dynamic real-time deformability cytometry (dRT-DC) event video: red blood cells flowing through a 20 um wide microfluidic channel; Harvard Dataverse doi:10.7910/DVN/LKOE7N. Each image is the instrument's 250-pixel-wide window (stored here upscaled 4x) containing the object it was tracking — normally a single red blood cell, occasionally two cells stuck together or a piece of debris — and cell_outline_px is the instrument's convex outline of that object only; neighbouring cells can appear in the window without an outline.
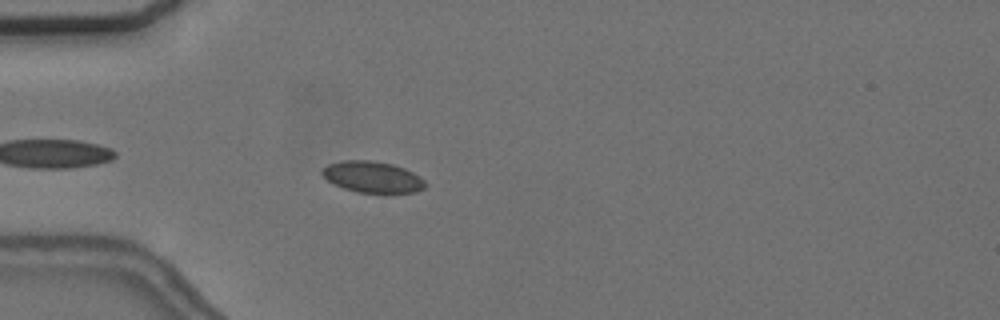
{"species": "common noctule bat (a hibernating species)", "species_latin": "Nyctalus noctula", "temperature_condition": "cold", "stored_images_in_passage": 22, "camera_frame_rate_fps": 3000, "um_per_image_px": 0.085, "animal": {"sex": "female", "body_mass_g": 24.6, "forearm_length_mm": 56.2}, "frame": {"image": 1, "passage_image": 4, "time_ms": 1.0, "image_size_px": [1000, 320], "cell_outline_px": [[428, 184], [424, 188], [416, 192], [384, 196], [356, 192], [332, 184], [320, 172], [328, 164], [340, 160], [372, 160], [392, 164], [404, 168], [420, 176]], "centroid_in_image_um": [31.71, 15.09], "position_along_channel_um": 53.3, "area_um2": 19.65}}